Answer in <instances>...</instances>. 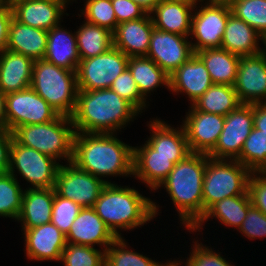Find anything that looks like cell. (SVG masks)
<instances>
[{
    "label": "cell",
    "mask_w": 266,
    "mask_h": 266,
    "mask_svg": "<svg viewBox=\"0 0 266 266\" xmlns=\"http://www.w3.org/2000/svg\"><path fill=\"white\" fill-rule=\"evenodd\" d=\"M115 133L76 132L73 141L74 163L80 169L102 179L133 175V146L116 138Z\"/></svg>",
    "instance_id": "1"
},
{
    "label": "cell",
    "mask_w": 266,
    "mask_h": 266,
    "mask_svg": "<svg viewBox=\"0 0 266 266\" xmlns=\"http://www.w3.org/2000/svg\"><path fill=\"white\" fill-rule=\"evenodd\" d=\"M138 114L128 101L109 88L78 90L77 104L71 118L75 132L117 135V131Z\"/></svg>",
    "instance_id": "2"
},
{
    "label": "cell",
    "mask_w": 266,
    "mask_h": 266,
    "mask_svg": "<svg viewBox=\"0 0 266 266\" xmlns=\"http://www.w3.org/2000/svg\"><path fill=\"white\" fill-rule=\"evenodd\" d=\"M206 154L191 152L177 162L158 186L166 188L179 214L180 223L191 230L203 217V178Z\"/></svg>",
    "instance_id": "3"
},
{
    "label": "cell",
    "mask_w": 266,
    "mask_h": 266,
    "mask_svg": "<svg viewBox=\"0 0 266 266\" xmlns=\"http://www.w3.org/2000/svg\"><path fill=\"white\" fill-rule=\"evenodd\" d=\"M156 204L134 188L113 182L103 188L93 208L112 233L122 237L119 229L130 231L153 220L159 211Z\"/></svg>",
    "instance_id": "4"
},
{
    "label": "cell",
    "mask_w": 266,
    "mask_h": 266,
    "mask_svg": "<svg viewBox=\"0 0 266 266\" xmlns=\"http://www.w3.org/2000/svg\"><path fill=\"white\" fill-rule=\"evenodd\" d=\"M30 87L59 115L72 117L77 104V74L45 60H34Z\"/></svg>",
    "instance_id": "5"
},
{
    "label": "cell",
    "mask_w": 266,
    "mask_h": 266,
    "mask_svg": "<svg viewBox=\"0 0 266 266\" xmlns=\"http://www.w3.org/2000/svg\"><path fill=\"white\" fill-rule=\"evenodd\" d=\"M75 133L72 118L62 115L47 123L19 126L12 132L19 144L67 163L72 161Z\"/></svg>",
    "instance_id": "6"
},
{
    "label": "cell",
    "mask_w": 266,
    "mask_h": 266,
    "mask_svg": "<svg viewBox=\"0 0 266 266\" xmlns=\"http://www.w3.org/2000/svg\"><path fill=\"white\" fill-rule=\"evenodd\" d=\"M252 172L238 160L216 159L206 154L203 178V216L217 201L244 195Z\"/></svg>",
    "instance_id": "7"
},
{
    "label": "cell",
    "mask_w": 266,
    "mask_h": 266,
    "mask_svg": "<svg viewBox=\"0 0 266 266\" xmlns=\"http://www.w3.org/2000/svg\"><path fill=\"white\" fill-rule=\"evenodd\" d=\"M33 148L19 144L14 138L10 148L8 172L15 178L17 171L32 186L28 189L54 188L60 163ZM16 169V171H15Z\"/></svg>",
    "instance_id": "8"
},
{
    "label": "cell",
    "mask_w": 266,
    "mask_h": 266,
    "mask_svg": "<svg viewBox=\"0 0 266 266\" xmlns=\"http://www.w3.org/2000/svg\"><path fill=\"white\" fill-rule=\"evenodd\" d=\"M128 60L129 57L115 47L95 57L81 59L76 72L78 90L109 89L127 68Z\"/></svg>",
    "instance_id": "9"
},
{
    "label": "cell",
    "mask_w": 266,
    "mask_h": 266,
    "mask_svg": "<svg viewBox=\"0 0 266 266\" xmlns=\"http://www.w3.org/2000/svg\"><path fill=\"white\" fill-rule=\"evenodd\" d=\"M58 115L31 87L6 94L5 128L11 133L19 126L47 123Z\"/></svg>",
    "instance_id": "10"
},
{
    "label": "cell",
    "mask_w": 266,
    "mask_h": 266,
    "mask_svg": "<svg viewBox=\"0 0 266 266\" xmlns=\"http://www.w3.org/2000/svg\"><path fill=\"white\" fill-rule=\"evenodd\" d=\"M206 1L205 4H200L198 10L196 5L192 15L190 37L192 40L195 37L196 40L191 43L194 53L204 49L221 48L228 16L231 14L229 5L213 0Z\"/></svg>",
    "instance_id": "11"
},
{
    "label": "cell",
    "mask_w": 266,
    "mask_h": 266,
    "mask_svg": "<svg viewBox=\"0 0 266 266\" xmlns=\"http://www.w3.org/2000/svg\"><path fill=\"white\" fill-rule=\"evenodd\" d=\"M107 185L104 180L93 176L74 163L61 164L56 175L55 193L74 201L80 207H93Z\"/></svg>",
    "instance_id": "12"
},
{
    "label": "cell",
    "mask_w": 266,
    "mask_h": 266,
    "mask_svg": "<svg viewBox=\"0 0 266 266\" xmlns=\"http://www.w3.org/2000/svg\"><path fill=\"white\" fill-rule=\"evenodd\" d=\"M253 127V104H240L225 116L216 146L207 155L216 159L236 160Z\"/></svg>",
    "instance_id": "13"
},
{
    "label": "cell",
    "mask_w": 266,
    "mask_h": 266,
    "mask_svg": "<svg viewBox=\"0 0 266 266\" xmlns=\"http://www.w3.org/2000/svg\"><path fill=\"white\" fill-rule=\"evenodd\" d=\"M188 37L153 28L146 57L169 76L195 53Z\"/></svg>",
    "instance_id": "14"
},
{
    "label": "cell",
    "mask_w": 266,
    "mask_h": 266,
    "mask_svg": "<svg viewBox=\"0 0 266 266\" xmlns=\"http://www.w3.org/2000/svg\"><path fill=\"white\" fill-rule=\"evenodd\" d=\"M190 106L182 123L190 152L208 154L216 146L225 116L205 113Z\"/></svg>",
    "instance_id": "15"
},
{
    "label": "cell",
    "mask_w": 266,
    "mask_h": 266,
    "mask_svg": "<svg viewBox=\"0 0 266 266\" xmlns=\"http://www.w3.org/2000/svg\"><path fill=\"white\" fill-rule=\"evenodd\" d=\"M233 87L243 104L266 103V57L262 53L240 57Z\"/></svg>",
    "instance_id": "16"
},
{
    "label": "cell",
    "mask_w": 266,
    "mask_h": 266,
    "mask_svg": "<svg viewBox=\"0 0 266 266\" xmlns=\"http://www.w3.org/2000/svg\"><path fill=\"white\" fill-rule=\"evenodd\" d=\"M185 157L153 155V148L146 142L143 146L133 147V176L156 191L175 164Z\"/></svg>",
    "instance_id": "17"
},
{
    "label": "cell",
    "mask_w": 266,
    "mask_h": 266,
    "mask_svg": "<svg viewBox=\"0 0 266 266\" xmlns=\"http://www.w3.org/2000/svg\"><path fill=\"white\" fill-rule=\"evenodd\" d=\"M23 231L25 253L29 260L58 261L67 242L66 235L51 222Z\"/></svg>",
    "instance_id": "18"
},
{
    "label": "cell",
    "mask_w": 266,
    "mask_h": 266,
    "mask_svg": "<svg viewBox=\"0 0 266 266\" xmlns=\"http://www.w3.org/2000/svg\"><path fill=\"white\" fill-rule=\"evenodd\" d=\"M117 237L97 215L93 207L81 208L66 235V242L85 246L100 245L105 251Z\"/></svg>",
    "instance_id": "19"
},
{
    "label": "cell",
    "mask_w": 266,
    "mask_h": 266,
    "mask_svg": "<svg viewBox=\"0 0 266 266\" xmlns=\"http://www.w3.org/2000/svg\"><path fill=\"white\" fill-rule=\"evenodd\" d=\"M169 90L177 94L185 93L193 104L213 82L203 61L194 54L170 76Z\"/></svg>",
    "instance_id": "20"
},
{
    "label": "cell",
    "mask_w": 266,
    "mask_h": 266,
    "mask_svg": "<svg viewBox=\"0 0 266 266\" xmlns=\"http://www.w3.org/2000/svg\"><path fill=\"white\" fill-rule=\"evenodd\" d=\"M13 17L22 24L49 31L61 23L66 10L62 2L20 0L12 6Z\"/></svg>",
    "instance_id": "21"
},
{
    "label": "cell",
    "mask_w": 266,
    "mask_h": 266,
    "mask_svg": "<svg viewBox=\"0 0 266 266\" xmlns=\"http://www.w3.org/2000/svg\"><path fill=\"white\" fill-rule=\"evenodd\" d=\"M153 28L149 13L140 19L119 23L113 32V47L127 57L146 56Z\"/></svg>",
    "instance_id": "22"
},
{
    "label": "cell",
    "mask_w": 266,
    "mask_h": 266,
    "mask_svg": "<svg viewBox=\"0 0 266 266\" xmlns=\"http://www.w3.org/2000/svg\"><path fill=\"white\" fill-rule=\"evenodd\" d=\"M34 60L11 50L0 53V90L6 95L30 87Z\"/></svg>",
    "instance_id": "23"
},
{
    "label": "cell",
    "mask_w": 266,
    "mask_h": 266,
    "mask_svg": "<svg viewBox=\"0 0 266 266\" xmlns=\"http://www.w3.org/2000/svg\"><path fill=\"white\" fill-rule=\"evenodd\" d=\"M194 8L183 2L161 0L149 14L154 28L189 37Z\"/></svg>",
    "instance_id": "24"
},
{
    "label": "cell",
    "mask_w": 266,
    "mask_h": 266,
    "mask_svg": "<svg viewBox=\"0 0 266 266\" xmlns=\"http://www.w3.org/2000/svg\"><path fill=\"white\" fill-rule=\"evenodd\" d=\"M60 26L61 24L47 32L46 52L43 59L56 66L77 72L81 58L75 32L72 33Z\"/></svg>",
    "instance_id": "25"
},
{
    "label": "cell",
    "mask_w": 266,
    "mask_h": 266,
    "mask_svg": "<svg viewBox=\"0 0 266 266\" xmlns=\"http://www.w3.org/2000/svg\"><path fill=\"white\" fill-rule=\"evenodd\" d=\"M151 137L147 142L153 148V155L187 156L190 149L183 126L174 129L165 121L153 119L148 123Z\"/></svg>",
    "instance_id": "26"
},
{
    "label": "cell",
    "mask_w": 266,
    "mask_h": 266,
    "mask_svg": "<svg viewBox=\"0 0 266 266\" xmlns=\"http://www.w3.org/2000/svg\"><path fill=\"white\" fill-rule=\"evenodd\" d=\"M47 32L33 28L12 18L9 26L7 50L21 53L33 60L43 59L46 52Z\"/></svg>",
    "instance_id": "27"
},
{
    "label": "cell",
    "mask_w": 266,
    "mask_h": 266,
    "mask_svg": "<svg viewBox=\"0 0 266 266\" xmlns=\"http://www.w3.org/2000/svg\"><path fill=\"white\" fill-rule=\"evenodd\" d=\"M54 188L24 190L22 207L17 221L22 230L51 222Z\"/></svg>",
    "instance_id": "28"
},
{
    "label": "cell",
    "mask_w": 266,
    "mask_h": 266,
    "mask_svg": "<svg viewBox=\"0 0 266 266\" xmlns=\"http://www.w3.org/2000/svg\"><path fill=\"white\" fill-rule=\"evenodd\" d=\"M261 35L246 22L232 13L228 16L221 48L240 57L260 53Z\"/></svg>",
    "instance_id": "29"
},
{
    "label": "cell",
    "mask_w": 266,
    "mask_h": 266,
    "mask_svg": "<svg viewBox=\"0 0 266 266\" xmlns=\"http://www.w3.org/2000/svg\"><path fill=\"white\" fill-rule=\"evenodd\" d=\"M252 206L248 191L244 195L227 197L213 204L191 229L196 232L203 228V223L210 218H217L220 224L239 229L247 216L248 209ZM202 227V228H201Z\"/></svg>",
    "instance_id": "30"
},
{
    "label": "cell",
    "mask_w": 266,
    "mask_h": 266,
    "mask_svg": "<svg viewBox=\"0 0 266 266\" xmlns=\"http://www.w3.org/2000/svg\"><path fill=\"white\" fill-rule=\"evenodd\" d=\"M195 54L205 64L213 84H235L240 56L222 48L204 49Z\"/></svg>",
    "instance_id": "31"
},
{
    "label": "cell",
    "mask_w": 266,
    "mask_h": 266,
    "mask_svg": "<svg viewBox=\"0 0 266 266\" xmlns=\"http://www.w3.org/2000/svg\"><path fill=\"white\" fill-rule=\"evenodd\" d=\"M127 68L131 72L140 94L145 100L149 93L151 94L161 85L169 89V75L150 58L146 56L129 57Z\"/></svg>",
    "instance_id": "32"
},
{
    "label": "cell",
    "mask_w": 266,
    "mask_h": 266,
    "mask_svg": "<svg viewBox=\"0 0 266 266\" xmlns=\"http://www.w3.org/2000/svg\"><path fill=\"white\" fill-rule=\"evenodd\" d=\"M240 104L237 92L233 86L212 84L205 93L191 104L196 110L210 114L226 116Z\"/></svg>",
    "instance_id": "33"
},
{
    "label": "cell",
    "mask_w": 266,
    "mask_h": 266,
    "mask_svg": "<svg viewBox=\"0 0 266 266\" xmlns=\"http://www.w3.org/2000/svg\"><path fill=\"white\" fill-rule=\"evenodd\" d=\"M81 59H88L107 52L113 47V32L88 22L75 32Z\"/></svg>",
    "instance_id": "34"
},
{
    "label": "cell",
    "mask_w": 266,
    "mask_h": 266,
    "mask_svg": "<svg viewBox=\"0 0 266 266\" xmlns=\"http://www.w3.org/2000/svg\"><path fill=\"white\" fill-rule=\"evenodd\" d=\"M128 248L126 240L117 237L105 250L104 266H172L171 260L165 264L156 262Z\"/></svg>",
    "instance_id": "35"
},
{
    "label": "cell",
    "mask_w": 266,
    "mask_h": 266,
    "mask_svg": "<svg viewBox=\"0 0 266 266\" xmlns=\"http://www.w3.org/2000/svg\"><path fill=\"white\" fill-rule=\"evenodd\" d=\"M236 160L252 173L266 172V134L253 127Z\"/></svg>",
    "instance_id": "36"
},
{
    "label": "cell",
    "mask_w": 266,
    "mask_h": 266,
    "mask_svg": "<svg viewBox=\"0 0 266 266\" xmlns=\"http://www.w3.org/2000/svg\"><path fill=\"white\" fill-rule=\"evenodd\" d=\"M24 191L11 173H0V216L18 219Z\"/></svg>",
    "instance_id": "37"
},
{
    "label": "cell",
    "mask_w": 266,
    "mask_h": 266,
    "mask_svg": "<svg viewBox=\"0 0 266 266\" xmlns=\"http://www.w3.org/2000/svg\"><path fill=\"white\" fill-rule=\"evenodd\" d=\"M231 13L254 28L260 35L266 31V0H235Z\"/></svg>",
    "instance_id": "38"
},
{
    "label": "cell",
    "mask_w": 266,
    "mask_h": 266,
    "mask_svg": "<svg viewBox=\"0 0 266 266\" xmlns=\"http://www.w3.org/2000/svg\"><path fill=\"white\" fill-rule=\"evenodd\" d=\"M60 262L64 266H104L105 251L91 246L67 243Z\"/></svg>",
    "instance_id": "39"
},
{
    "label": "cell",
    "mask_w": 266,
    "mask_h": 266,
    "mask_svg": "<svg viewBox=\"0 0 266 266\" xmlns=\"http://www.w3.org/2000/svg\"><path fill=\"white\" fill-rule=\"evenodd\" d=\"M82 15L84 21L107 28L114 32L117 27L116 15L111 0H85Z\"/></svg>",
    "instance_id": "40"
},
{
    "label": "cell",
    "mask_w": 266,
    "mask_h": 266,
    "mask_svg": "<svg viewBox=\"0 0 266 266\" xmlns=\"http://www.w3.org/2000/svg\"><path fill=\"white\" fill-rule=\"evenodd\" d=\"M81 208L74 201L57 195L54 190L51 223L67 235Z\"/></svg>",
    "instance_id": "41"
},
{
    "label": "cell",
    "mask_w": 266,
    "mask_h": 266,
    "mask_svg": "<svg viewBox=\"0 0 266 266\" xmlns=\"http://www.w3.org/2000/svg\"><path fill=\"white\" fill-rule=\"evenodd\" d=\"M110 89L128 101L140 114L147 107L146 100L141 96L138 86L128 68L113 81Z\"/></svg>",
    "instance_id": "42"
},
{
    "label": "cell",
    "mask_w": 266,
    "mask_h": 266,
    "mask_svg": "<svg viewBox=\"0 0 266 266\" xmlns=\"http://www.w3.org/2000/svg\"><path fill=\"white\" fill-rule=\"evenodd\" d=\"M193 248L190 252L189 258L187 257L185 266H233L220 253H216L208 246H203L202 243H198V240L194 242Z\"/></svg>",
    "instance_id": "43"
},
{
    "label": "cell",
    "mask_w": 266,
    "mask_h": 266,
    "mask_svg": "<svg viewBox=\"0 0 266 266\" xmlns=\"http://www.w3.org/2000/svg\"><path fill=\"white\" fill-rule=\"evenodd\" d=\"M239 233L253 240L256 238L266 237V215L259 209L251 206L243 223L241 224Z\"/></svg>",
    "instance_id": "44"
},
{
    "label": "cell",
    "mask_w": 266,
    "mask_h": 266,
    "mask_svg": "<svg viewBox=\"0 0 266 266\" xmlns=\"http://www.w3.org/2000/svg\"><path fill=\"white\" fill-rule=\"evenodd\" d=\"M248 194L252 206L266 215V172L250 174Z\"/></svg>",
    "instance_id": "45"
},
{
    "label": "cell",
    "mask_w": 266,
    "mask_h": 266,
    "mask_svg": "<svg viewBox=\"0 0 266 266\" xmlns=\"http://www.w3.org/2000/svg\"><path fill=\"white\" fill-rule=\"evenodd\" d=\"M117 23L137 20L144 17L147 12L131 0H111Z\"/></svg>",
    "instance_id": "46"
},
{
    "label": "cell",
    "mask_w": 266,
    "mask_h": 266,
    "mask_svg": "<svg viewBox=\"0 0 266 266\" xmlns=\"http://www.w3.org/2000/svg\"><path fill=\"white\" fill-rule=\"evenodd\" d=\"M13 134L5 127L0 128V173L8 172L10 164V148Z\"/></svg>",
    "instance_id": "47"
},
{
    "label": "cell",
    "mask_w": 266,
    "mask_h": 266,
    "mask_svg": "<svg viewBox=\"0 0 266 266\" xmlns=\"http://www.w3.org/2000/svg\"><path fill=\"white\" fill-rule=\"evenodd\" d=\"M12 18V7L0 3V53L6 50L9 26Z\"/></svg>",
    "instance_id": "48"
},
{
    "label": "cell",
    "mask_w": 266,
    "mask_h": 266,
    "mask_svg": "<svg viewBox=\"0 0 266 266\" xmlns=\"http://www.w3.org/2000/svg\"><path fill=\"white\" fill-rule=\"evenodd\" d=\"M253 126L266 134V103L253 104Z\"/></svg>",
    "instance_id": "49"
},
{
    "label": "cell",
    "mask_w": 266,
    "mask_h": 266,
    "mask_svg": "<svg viewBox=\"0 0 266 266\" xmlns=\"http://www.w3.org/2000/svg\"><path fill=\"white\" fill-rule=\"evenodd\" d=\"M150 13L161 0H131Z\"/></svg>",
    "instance_id": "50"
},
{
    "label": "cell",
    "mask_w": 266,
    "mask_h": 266,
    "mask_svg": "<svg viewBox=\"0 0 266 266\" xmlns=\"http://www.w3.org/2000/svg\"><path fill=\"white\" fill-rule=\"evenodd\" d=\"M5 101L6 95L0 90V127H5Z\"/></svg>",
    "instance_id": "51"
},
{
    "label": "cell",
    "mask_w": 266,
    "mask_h": 266,
    "mask_svg": "<svg viewBox=\"0 0 266 266\" xmlns=\"http://www.w3.org/2000/svg\"><path fill=\"white\" fill-rule=\"evenodd\" d=\"M163 1L183 2V3H186V4H190V5L196 6V5H198L197 2H203L205 0H163Z\"/></svg>",
    "instance_id": "52"
},
{
    "label": "cell",
    "mask_w": 266,
    "mask_h": 266,
    "mask_svg": "<svg viewBox=\"0 0 266 266\" xmlns=\"http://www.w3.org/2000/svg\"><path fill=\"white\" fill-rule=\"evenodd\" d=\"M260 41L264 44V48H260V53L266 57V31L261 34Z\"/></svg>",
    "instance_id": "53"
},
{
    "label": "cell",
    "mask_w": 266,
    "mask_h": 266,
    "mask_svg": "<svg viewBox=\"0 0 266 266\" xmlns=\"http://www.w3.org/2000/svg\"><path fill=\"white\" fill-rule=\"evenodd\" d=\"M17 1H20V0H0V3L12 6Z\"/></svg>",
    "instance_id": "54"
},
{
    "label": "cell",
    "mask_w": 266,
    "mask_h": 266,
    "mask_svg": "<svg viewBox=\"0 0 266 266\" xmlns=\"http://www.w3.org/2000/svg\"><path fill=\"white\" fill-rule=\"evenodd\" d=\"M213 1L218 2V3H222V4L230 5L235 0H213Z\"/></svg>",
    "instance_id": "55"
},
{
    "label": "cell",
    "mask_w": 266,
    "mask_h": 266,
    "mask_svg": "<svg viewBox=\"0 0 266 266\" xmlns=\"http://www.w3.org/2000/svg\"><path fill=\"white\" fill-rule=\"evenodd\" d=\"M48 1L62 2L65 6H67V4H68L70 1H73V0H48Z\"/></svg>",
    "instance_id": "56"
},
{
    "label": "cell",
    "mask_w": 266,
    "mask_h": 266,
    "mask_svg": "<svg viewBox=\"0 0 266 266\" xmlns=\"http://www.w3.org/2000/svg\"><path fill=\"white\" fill-rule=\"evenodd\" d=\"M181 263H184V262H182V261H180V260H173L172 261V266H180V265H182Z\"/></svg>",
    "instance_id": "57"
}]
</instances>
